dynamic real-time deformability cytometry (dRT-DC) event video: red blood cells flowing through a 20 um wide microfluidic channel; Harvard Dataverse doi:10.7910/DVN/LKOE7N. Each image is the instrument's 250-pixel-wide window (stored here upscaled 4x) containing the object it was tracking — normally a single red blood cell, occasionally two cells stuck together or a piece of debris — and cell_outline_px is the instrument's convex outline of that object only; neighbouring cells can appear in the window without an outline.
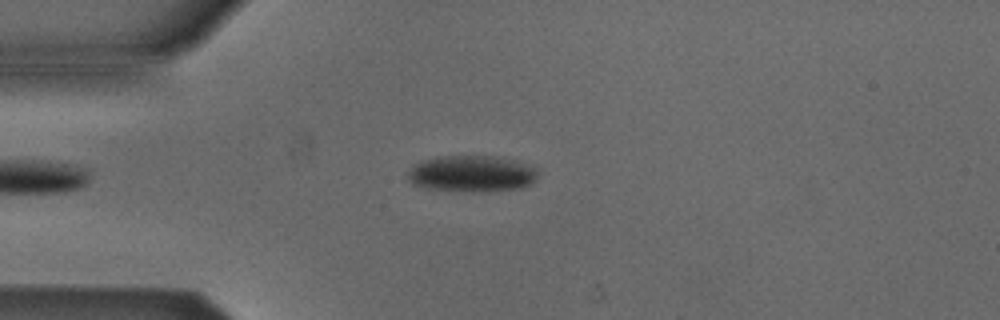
{"species": "Egyptian fruit bat (a non-hibernating species)", "species_latin": "Rousettus aegyptiacus", "temperature_condition": "cold", "stored_images_in_passage": 5, "camera_frame_rate_fps": 3000, "um_per_image_px": 0.085, "animal": {"sex": "male"}, "frame": {"image": 1, "passage_image": 3, "time_ms": 2.333, "image_size_px": [1000, 320], "cell_outline_px": [[536, 180], [532, 184], [520, 188], [488, 192], [472, 192], [428, 188], [412, 184], [408, 180], [408, 172], [416, 164], [424, 160], [440, 156], [492, 156], [512, 160], [536, 168]], "centroid_in_image_um": [40.1, 14.78], "position_along_channel_um": 44.9, "area_um2": 27.46}}
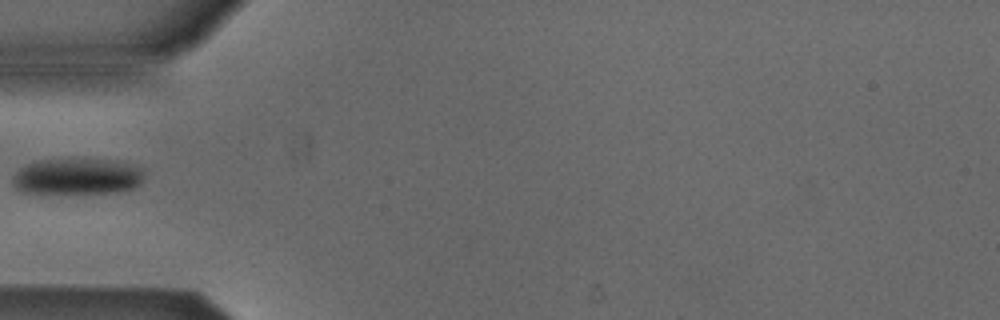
{"frame": {"image": 2, "passage_image": 4, "time_ms": 3.667, "image_size_px": [1000, 320], "cell_outline_px": [[144, 180], [140, 184], [132, 188], [116, 192], [24, 192], [16, 188], [12, 184], [12, 176], [20, 168], [32, 160], [116, 160], [132, 164], [144, 168]], "centroid_in_image_um": [6.59, 14.98], "position_along_channel_um": 78.4, "area_um2": 27.57}}
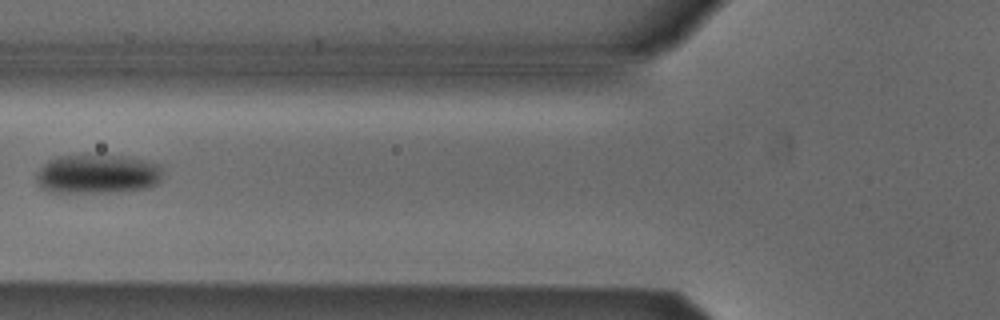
{"frame": {"image": 3, "passage_image": 5, "time_ms": 4.667, "image_size_px": [1000, 320], "cell_outline_px": [[164, 172], [160, 184], [148, 188], [120, 192], [48, 192], [36, 180], [36, 172], [48, 160], [60, 156], [124, 156], [144, 160], [160, 164]], "centroid_in_image_um": [8.36, 14.81], "position_along_channel_um": 117.4, "area_um2": 29.07}}